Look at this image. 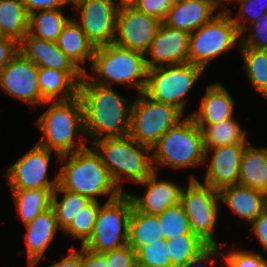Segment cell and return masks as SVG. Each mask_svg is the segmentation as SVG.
Instances as JSON below:
<instances>
[{
	"label": "cell",
	"instance_id": "obj_7",
	"mask_svg": "<svg viewBox=\"0 0 267 267\" xmlns=\"http://www.w3.org/2000/svg\"><path fill=\"white\" fill-rule=\"evenodd\" d=\"M104 202L98 211L92 235L82 246L89 251L105 253L128 243L129 220L133 208L128 192Z\"/></svg>",
	"mask_w": 267,
	"mask_h": 267
},
{
	"label": "cell",
	"instance_id": "obj_33",
	"mask_svg": "<svg viewBox=\"0 0 267 267\" xmlns=\"http://www.w3.org/2000/svg\"><path fill=\"white\" fill-rule=\"evenodd\" d=\"M64 194L58 201L57 194ZM91 200L83 195L63 190L59 186L55 188L52 195V208L56 215L59 228L63 232L73 221L75 215L86 207Z\"/></svg>",
	"mask_w": 267,
	"mask_h": 267
},
{
	"label": "cell",
	"instance_id": "obj_41",
	"mask_svg": "<svg viewBox=\"0 0 267 267\" xmlns=\"http://www.w3.org/2000/svg\"><path fill=\"white\" fill-rule=\"evenodd\" d=\"M132 6L147 15L163 21L175 0H127Z\"/></svg>",
	"mask_w": 267,
	"mask_h": 267
},
{
	"label": "cell",
	"instance_id": "obj_37",
	"mask_svg": "<svg viewBox=\"0 0 267 267\" xmlns=\"http://www.w3.org/2000/svg\"><path fill=\"white\" fill-rule=\"evenodd\" d=\"M137 267H171L166 240L151 242L136 251Z\"/></svg>",
	"mask_w": 267,
	"mask_h": 267
},
{
	"label": "cell",
	"instance_id": "obj_11",
	"mask_svg": "<svg viewBox=\"0 0 267 267\" xmlns=\"http://www.w3.org/2000/svg\"><path fill=\"white\" fill-rule=\"evenodd\" d=\"M219 190L201 183L195 175L190 176L188 184L183 185L181 200L189 218L194 234L208 245H218L215 240V226L219 214Z\"/></svg>",
	"mask_w": 267,
	"mask_h": 267
},
{
	"label": "cell",
	"instance_id": "obj_27",
	"mask_svg": "<svg viewBox=\"0 0 267 267\" xmlns=\"http://www.w3.org/2000/svg\"><path fill=\"white\" fill-rule=\"evenodd\" d=\"M233 117L210 125H197L202 130L204 149H213L231 144H248L247 131Z\"/></svg>",
	"mask_w": 267,
	"mask_h": 267
},
{
	"label": "cell",
	"instance_id": "obj_29",
	"mask_svg": "<svg viewBox=\"0 0 267 267\" xmlns=\"http://www.w3.org/2000/svg\"><path fill=\"white\" fill-rule=\"evenodd\" d=\"M55 189L11 190L18 217L24 225L33 221L40 213L51 208Z\"/></svg>",
	"mask_w": 267,
	"mask_h": 267
},
{
	"label": "cell",
	"instance_id": "obj_12",
	"mask_svg": "<svg viewBox=\"0 0 267 267\" xmlns=\"http://www.w3.org/2000/svg\"><path fill=\"white\" fill-rule=\"evenodd\" d=\"M121 3L122 0H83L72 6L79 12L74 21L95 47L114 43Z\"/></svg>",
	"mask_w": 267,
	"mask_h": 267
},
{
	"label": "cell",
	"instance_id": "obj_15",
	"mask_svg": "<svg viewBox=\"0 0 267 267\" xmlns=\"http://www.w3.org/2000/svg\"><path fill=\"white\" fill-rule=\"evenodd\" d=\"M0 88L30 106L45 105L38 86V67L20 51L0 71Z\"/></svg>",
	"mask_w": 267,
	"mask_h": 267
},
{
	"label": "cell",
	"instance_id": "obj_40",
	"mask_svg": "<svg viewBox=\"0 0 267 267\" xmlns=\"http://www.w3.org/2000/svg\"><path fill=\"white\" fill-rule=\"evenodd\" d=\"M224 260L222 267H267V259L252 249H230L227 255L224 252Z\"/></svg>",
	"mask_w": 267,
	"mask_h": 267
},
{
	"label": "cell",
	"instance_id": "obj_20",
	"mask_svg": "<svg viewBox=\"0 0 267 267\" xmlns=\"http://www.w3.org/2000/svg\"><path fill=\"white\" fill-rule=\"evenodd\" d=\"M218 10L214 0H186L175 1L173 7L162 21L166 26L192 33L215 15Z\"/></svg>",
	"mask_w": 267,
	"mask_h": 267
},
{
	"label": "cell",
	"instance_id": "obj_31",
	"mask_svg": "<svg viewBox=\"0 0 267 267\" xmlns=\"http://www.w3.org/2000/svg\"><path fill=\"white\" fill-rule=\"evenodd\" d=\"M29 15L22 0H0V23L3 37L20 43L28 33Z\"/></svg>",
	"mask_w": 267,
	"mask_h": 267
},
{
	"label": "cell",
	"instance_id": "obj_23",
	"mask_svg": "<svg viewBox=\"0 0 267 267\" xmlns=\"http://www.w3.org/2000/svg\"><path fill=\"white\" fill-rule=\"evenodd\" d=\"M235 99L219 82L209 84L201 99L199 111L189 114L197 125H210L233 118Z\"/></svg>",
	"mask_w": 267,
	"mask_h": 267
},
{
	"label": "cell",
	"instance_id": "obj_19",
	"mask_svg": "<svg viewBox=\"0 0 267 267\" xmlns=\"http://www.w3.org/2000/svg\"><path fill=\"white\" fill-rule=\"evenodd\" d=\"M157 171H153L145 180L139 182L147 187L143 196L128 193L133 206L140 212L158 215L168 207L180 203L183 187L168 180H159Z\"/></svg>",
	"mask_w": 267,
	"mask_h": 267
},
{
	"label": "cell",
	"instance_id": "obj_24",
	"mask_svg": "<svg viewBox=\"0 0 267 267\" xmlns=\"http://www.w3.org/2000/svg\"><path fill=\"white\" fill-rule=\"evenodd\" d=\"M56 43L79 69L86 71L82 65L92 61L96 47L72 17L63 26Z\"/></svg>",
	"mask_w": 267,
	"mask_h": 267
},
{
	"label": "cell",
	"instance_id": "obj_26",
	"mask_svg": "<svg viewBox=\"0 0 267 267\" xmlns=\"http://www.w3.org/2000/svg\"><path fill=\"white\" fill-rule=\"evenodd\" d=\"M38 86L45 102L72 99L79 89V84L67 72L52 68H38Z\"/></svg>",
	"mask_w": 267,
	"mask_h": 267
},
{
	"label": "cell",
	"instance_id": "obj_36",
	"mask_svg": "<svg viewBox=\"0 0 267 267\" xmlns=\"http://www.w3.org/2000/svg\"><path fill=\"white\" fill-rule=\"evenodd\" d=\"M100 207L99 201H91L75 215L73 221L63 233L70 235L72 239L82 241L81 246H83L92 235Z\"/></svg>",
	"mask_w": 267,
	"mask_h": 267
},
{
	"label": "cell",
	"instance_id": "obj_10",
	"mask_svg": "<svg viewBox=\"0 0 267 267\" xmlns=\"http://www.w3.org/2000/svg\"><path fill=\"white\" fill-rule=\"evenodd\" d=\"M183 113L173 105L155 101L138 93L131 105L129 135L150 148L161 136L180 122Z\"/></svg>",
	"mask_w": 267,
	"mask_h": 267
},
{
	"label": "cell",
	"instance_id": "obj_38",
	"mask_svg": "<svg viewBox=\"0 0 267 267\" xmlns=\"http://www.w3.org/2000/svg\"><path fill=\"white\" fill-rule=\"evenodd\" d=\"M237 5H240L237 17L232 20L236 24L238 32L241 34L248 24L257 21L265 12H267V0H238ZM247 17V18H246Z\"/></svg>",
	"mask_w": 267,
	"mask_h": 267
},
{
	"label": "cell",
	"instance_id": "obj_9",
	"mask_svg": "<svg viewBox=\"0 0 267 267\" xmlns=\"http://www.w3.org/2000/svg\"><path fill=\"white\" fill-rule=\"evenodd\" d=\"M231 16V10H220L209 22L191 33L190 63L205 70L212 59L227 54L236 44L240 45V33Z\"/></svg>",
	"mask_w": 267,
	"mask_h": 267
},
{
	"label": "cell",
	"instance_id": "obj_14",
	"mask_svg": "<svg viewBox=\"0 0 267 267\" xmlns=\"http://www.w3.org/2000/svg\"><path fill=\"white\" fill-rule=\"evenodd\" d=\"M161 23V20L139 11L128 1H122L114 43L145 54Z\"/></svg>",
	"mask_w": 267,
	"mask_h": 267
},
{
	"label": "cell",
	"instance_id": "obj_21",
	"mask_svg": "<svg viewBox=\"0 0 267 267\" xmlns=\"http://www.w3.org/2000/svg\"><path fill=\"white\" fill-rule=\"evenodd\" d=\"M27 233H25L24 241L27 247L28 267L38 266L40 259H47L44 255L49 247L58 226L56 215L53 208H49L40 213L33 221L25 225Z\"/></svg>",
	"mask_w": 267,
	"mask_h": 267
},
{
	"label": "cell",
	"instance_id": "obj_17",
	"mask_svg": "<svg viewBox=\"0 0 267 267\" xmlns=\"http://www.w3.org/2000/svg\"><path fill=\"white\" fill-rule=\"evenodd\" d=\"M19 51L38 68H52L67 72L78 84L84 72L58 47L56 42L27 33L19 43Z\"/></svg>",
	"mask_w": 267,
	"mask_h": 267
},
{
	"label": "cell",
	"instance_id": "obj_39",
	"mask_svg": "<svg viewBox=\"0 0 267 267\" xmlns=\"http://www.w3.org/2000/svg\"><path fill=\"white\" fill-rule=\"evenodd\" d=\"M251 31L249 36L245 31ZM248 36V38H247ZM239 47H252L255 49L267 50V12H265L257 21L253 22L246 27L240 34Z\"/></svg>",
	"mask_w": 267,
	"mask_h": 267
},
{
	"label": "cell",
	"instance_id": "obj_18",
	"mask_svg": "<svg viewBox=\"0 0 267 267\" xmlns=\"http://www.w3.org/2000/svg\"><path fill=\"white\" fill-rule=\"evenodd\" d=\"M246 145L231 144L205 150V163L211 150L213 156L209 160L203 184L216 190L238 184L241 158Z\"/></svg>",
	"mask_w": 267,
	"mask_h": 267
},
{
	"label": "cell",
	"instance_id": "obj_45",
	"mask_svg": "<svg viewBox=\"0 0 267 267\" xmlns=\"http://www.w3.org/2000/svg\"><path fill=\"white\" fill-rule=\"evenodd\" d=\"M22 2L28 15L40 10H53L67 6L65 0H22Z\"/></svg>",
	"mask_w": 267,
	"mask_h": 267
},
{
	"label": "cell",
	"instance_id": "obj_8",
	"mask_svg": "<svg viewBox=\"0 0 267 267\" xmlns=\"http://www.w3.org/2000/svg\"><path fill=\"white\" fill-rule=\"evenodd\" d=\"M205 70L190 62L148 69L144 93L184 113L186 96Z\"/></svg>",
	"mask_w": 267,
	"mask_h": 267
},
{
	"label": "cell",
	"instance_id": "obj_34",
	"mask_svg": "<svg viewBox=\"0 0 267 267\" xmlns=\"http://www.w3.org/2000/svg\"><path fill=\"white\" fill-rule=\"evenodd\" d=\"M168 243V253L171 258V267H176L193 259L208 244L196 234H183L166 240Z\"/></svg>",
	"mask_w": 267,
	"mask_h": 267
},
{
	"label": "cell",
	"instance_id": "obj_13",
	"mask_svg": "<svg viewBox=\"0 0 267 267\" xmlns=\"http://www.w3.org/2000/svg\"><path fill=\"white\" fill-rule=\"evenodd\" d=\"M51 150L37 143L7 168L5 178L10 190L55 189L58 186V172L49 180Z\"/></svg>",
	"mask_w": 267,
	"mask_h": 267
},
{
	"label": "cell",
	"instance_id": "obj_48",
	"mask_svg": "<svg viewBox=\"0 0 267 267\" xmlns=\"http://www.w3.org/2000/svg\"><path fill=\"white\" fill-rule=\"evenodd\" d=\"M80 247V250L76 251L74 247H71L66 257L48 267H83L82 246Z\"/></svg>",
	"mask_w": 267,
	"mask_h": 267
},
{
	"label": "cell",
	"instance_id": "obj_6",
	"mask_svg": "<svg viewBox=\"0 0 267 267\" xmlns=\"http://www.w3.org/2000/svg\"><path fill=\"white\" fill-rule=\"evenodd\" d=\"M152 152L153 168L157 172L161 165L175 170L201 166L205 164L202 130L187 115L161 136Z\"/></svg>",
	"mask_w": 267,
	"mask_h": 267
},
{
	"label": "cell",
	"instance_id": "obj_2",
	"mask_svg": "<svg viewBox=\"0 0 267 267\" xmlns=\"http://www.w3.org/2000/svg\"><path fill=\"white\" fill-rule=\"evenodd\" d=\"M58 170V186L67 191L78 193L91 201H99V196L108 195V200L123 193L112 179L100 155L93 147L61 155Z\"/></svg>",
	"mask_w": 267,
	"mask_h": 267
},
{
	"label": "cell",
	"instance_id": "obj_44",
	"mask_svg": "<svg viewBox=\"0 0 267 267\" xmlns=\"http://www.w3.org/2000/svg\"><path fill=\"white\" fill-rule=\"evenodd\" d=\"M19 43L8 37L0 38V71L18 53Z\"/></svg>",
	"mask_w": 267,
	"mask_h": 267
},
{
	"label": "cell",
	"instance_id": "obj_49",
	"mask_svg": "<svg viewBox=\"0 0 267 267\" xmlns=\"http://www.w3.org/2000/svg\"><path fill=\"white\" fill-rule=\"evenodd\" d=\"M236 2L238 0H214V3L216 5V7L220 10L221 8V11H226L227 10V7H225L224 3L226 4H229V2Z\"/></svg>",
	"mask_w": 267,
	"mask_h": 267
},
{
	"label": "cell",
	"instance_id": "obj_5",
	"mask_svg": "<svg viewBox=\"0 0 267 267\" xmlns=\"http://www.w3.org/2000/svg\"><path fill=\"white\" fill-rule=\"evenodd\" d=\"M96 77L84 72V76L93 83L112 86L115 83L126 84L144 92L147 82L148 68L145 55L141 52L120 47L115 43L96 47L90 63ZM95 78V79H94Z\"/></svg>",
	"mask_w": 267,
	"mask_h": 267
},
{
	"label": "cell",
	"instance_id": "obj_4",
	"mask_svg": "<svg viewBox=\"0 0 267 267\" xmlns=\"http://www.w3.org/2000/svg\"><path fill=\"white\" fill-rule=\"evenodd\" d=\"M103 164L119 187L123 190V181L131 180L138 184L153 171L152 148L138 143L129 134L121 137H108L92 142Z\"/></svg>",
	"mask_w": 267,
	"mask_h": 267
},
{
	"label": "cell",
	"instance_id": "obj_1",
	"mask_svg": "<svg viewBox=\"0 0 267 267\" xmlns=\"http://www.w3.org/2000/svg\"><path fill=\"white\" fill-rule=\"evenodd\" d=\"M78 96L83 106L85 135L91 142L129 134L132 102L112 86L90 82L83 75Z\"/></svg>",
	"mask_w": 267,
	"mask_h": 267
},
{
	"label": "cell",
	"instance_id": "obj_42",
	"mask_svg": "<svg viewBox=\"0 0 267 267\" xmlns=\"http://www.w3.org/2000/svg\"><path fill=\"white\" fill-rule=\"evenodd\" d=\"M105 254L108 267H137L136 252L128 244Z\"/></svg>",
	"mask_w": 267,
	"mask_h": 267
},
{
	"label": "cell",
	"instance_id": "obj_25",
	"mask_svg": "<svg viewBox=\"0 0 267 267\" xmlns=\"http://www.w3.org/2000/svg\"><path fill=\"white\" fill-rule=\"evenodd\" d=\"M246 145L240 163L238 184L267 194V147Z\"/></svg>",
	"mask_w": 267,
	"mask_h": 267
},
{
	"label": "cell",
	"instance_id": "obj_32",
	"mask_svg": "<svg viewBox=\"0 0 267 267\" xmlns=\"http://www.w3.org/2000/svg\"><path fill=\"white\" fill-rule=\"evenodd\" d=\"M243 56L245 73L249 83L267 99V50L238 47Z\"/></svg>",
	"mask_w": 267,
	"mask_h": 267
},
{
	"label": "cell",
	"instance_id": "obj_47",
	"mask_svg": "<svg viewBox=\"0 0 267 267\" xmlns=\"http://www.w3.org/2000/svg\"><path fill=\"white\" fill-rule=\"evenodd\" d=\"M83 267H108V259L105 253L89 251L82 247Z\"/></svg>",
	"mask_w": 267,
	"mask_h": 267
},
{
	"label": "cell",
	"instance_id": "obj_50",
	"mask_svg": "<svg viewBox=\"0 0 267 267\" xmlns=\"http://www.w3.org/2000/svg\"><path fill=\"white\" fill-rule=\"evenodd\" d=\"M81 1H83V0H65L66 5L71 4L73 6H75L77 3L81 2Z\"/></svg>",
	"mask_w": 267,
	"mask_h": 267
},
{
	"label": "cell",
	"instance_id": "obj_30",
	"mask_svg": "<svg viewBox=\"0 0 267 267\" xmlns=\"http://www.w3.org/2000/svg\"><path fill=\"white\" fill-rule=\"evenodd\" d=\"M65 10H40L29 14L28 33L34 37L57 42L63 26L70 19L64 14Z\"/></svg>",
	"mask_w": 267,
	"mask_h": 267
},
{
	"label": "cell",
	"instance_id": "obj_43",
	"mask_svg": "<svg viewBox=\"0 0 267 267\" xmlns=\"http://www.w3.org/2000/svg\"><path fill=\"white\" fill-rule=\"evenodd\" d=\"M220 256L223 260L224 258V251L223 246L221 245H208L204 250H202L197 256L193 259L188 260L186 263L176 266V267H200L201 265L205 264L213 265L218 263L217 257Z\"/></svg>",
	"mask_w": 267,
	"mask_h": 267
},
{
	"label": "cell",
	"instance_id": "obj_3",
	"mask_svg": "<svg viewBox=\"0 0 267 267\" xmlns=\"http://www.w3.org/2000/svg\"><path fill=\"white\" fill-rule=\"evenodd\" d=\"M46 103L50 106L36 121L43 134V137L36 143L48 150L55 151L58 158L87 147L84 142L87 138L84 131L83 106L80 97L77 95L69 100L47 101ZM76 137L77 141L74 139Z\"/></svg>",
	"mask_w": 267,
	"mask_h": 267
},
{
	"label": "cell",
	"instance_id": "obj_28",
	"mask_svg": "<svg viewBox=\"0 0 267 267\" xmlns=\"http://www.w3.org/2000/svg\"><path fill=\"white\" fill-rule=\"evenodd\" d=\"M157 240H164L158 216L145 214L133 206L127 244L136 252L139 248Z\"/></svg>",
	"mask_w": 267,
	"mask_h": 267
},
{
	"label": "cell",
	"instance_id": "obj_35",
	"mask_svg": "<svg viewBox=\"0 0 267 267\" xmlns=\"http://www.w3.org/2000/svg\"><path fill=\"white\" fill-rule=\"evenodd\" d=\"M157 216L164 240L179 237L183 234H194L189 218L181 203L168 207Z\"/></svg>",
	"mask_w": 267,
	"mask_h": 267
},
{
	"label": "cell",
	"instance_id": "obj_51",
	"mask_svg": "<svg viewBox=\"0 0 267 267\" xmlns=\"http://www.w3.org/2000/svg\"><path fill=\"white\" fill-rule=\"evenodd\" d=\"M2 37H3V28H2V25L0 23V38H2Z\"/></svg>",
	"mask_w": 267,
	"mask_h": 267
},
{
	"label": "cell",
	"instance_id": "obj_16",
	"mask_svg": "<svg viewBox=\"0 0 267 267\" xmlns=\"http://www.w3.org/2000/svg\"><path fill=\"white\" fill-rule=\"evenodd\" d=\"M190 35L187 31L173 29L161 23L144 54L147 68L188 63Z\"/></svg>",
	"mask_w": 267,
	"mask_h": 267
},
{
	"label": "cell",
	"instance_id": "obj_22",
	"mask_svg": "<svg viewBox=\"0 0 267 267\" xmlns=\"http://www.w3.org/2000/svg\"><path fill=\"white\" fill-rule=\"evenodd\" d=\"M220 202L226 204L240 218L251 223L267 208V194L239 184L219 190Z\"/></svg>",
	"mask_w": 267,
	"mask_h": 267
},
{
	"label": "cell",
	"instance_id": "obj_46",
	"mask_svg": "<svg viewBox=\"0 0 267 267\" xmlns=\"http://www.w3.org/2000/svg\"><path fill=\"white\" fill-rule=\"evenodd\" d=\"M250 224L263 251L267 252V208Z\"/></svg>",
	"mask_w": 267,
	"mask_h": 267
}]
</instances>
